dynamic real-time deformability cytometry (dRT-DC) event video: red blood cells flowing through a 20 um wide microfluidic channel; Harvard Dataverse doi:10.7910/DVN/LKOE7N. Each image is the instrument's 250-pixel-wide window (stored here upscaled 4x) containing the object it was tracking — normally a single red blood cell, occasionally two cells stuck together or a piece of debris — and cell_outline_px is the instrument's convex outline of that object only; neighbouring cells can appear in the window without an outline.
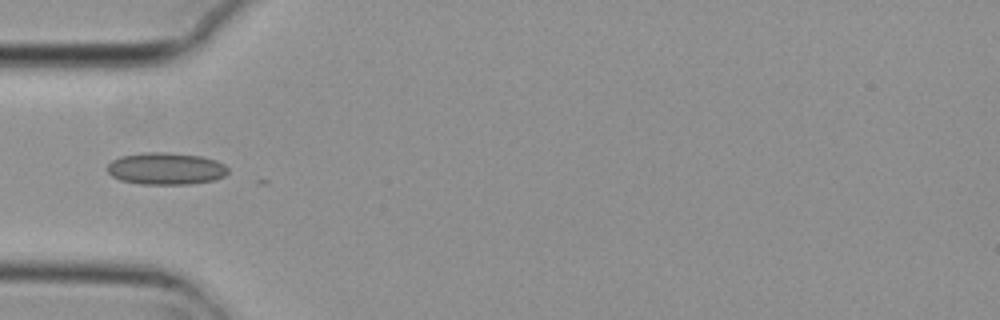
{"species": "common noctule bat (a hibernating species)", "species_latin": "Nyctalus noctula", "temperature_condition": "cold", "stored_images_in_passage": 4, "camera_frame_rate_fps": 3000, "um_per_image_px": 0.085, "animal": {"sex": "female", "body_mass_g": 29.2, "forearm_length_mm": 56.3}, "frame": {"image": 1, "passage_image": 4, "time_ms": 1.0, "image_size_px": [1000, 320], "cell_outline_px": [[228, 172], [224, 176], [216, 180], [192, 184], [140, 184], [120, 180], [112, 176], [108, 172], [108, 164], [112, 160], [120, 156], [140, 152], [164, 152], [200, 156], [216, 160], [224, 164], [228, 168]], "centroid_in_image_um": [14.1, 14.33], "position_along_channel_um": 70.9, "area_um2": 22.72}}